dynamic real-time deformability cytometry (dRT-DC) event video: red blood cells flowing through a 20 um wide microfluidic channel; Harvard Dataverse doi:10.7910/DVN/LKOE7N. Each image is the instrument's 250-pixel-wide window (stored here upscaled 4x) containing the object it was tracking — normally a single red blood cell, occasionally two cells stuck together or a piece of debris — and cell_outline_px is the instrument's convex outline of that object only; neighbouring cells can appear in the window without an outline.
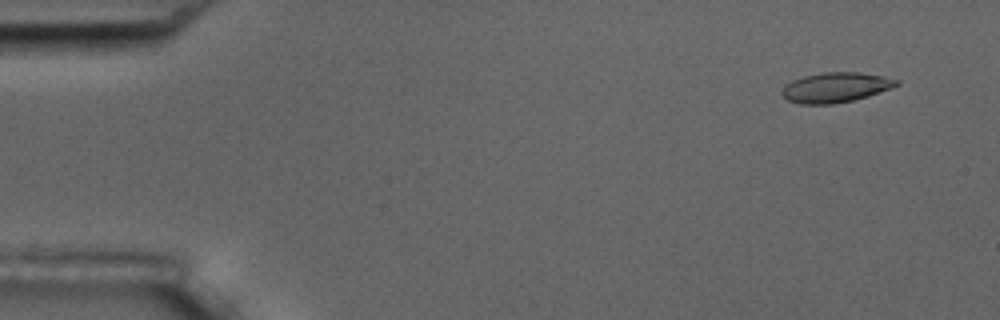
{"species": "common noctule bat (a hibernating species)", "species_latin": "Nyctalus noctula", "temperature_condition": "room temperature", "stored_images_in_passage": 9, "camera_frame_rate_fps": 3000, "um_per_image_px": 0.085, "animal": {"sex": "male", "body_mass_g": 17.5, "forearm_length_mm": 52.3}, "frame": {"image": 1, "passage_image": 2, "time_ms": 0.333, "image_size_px": [1000, 320], "cell_outline_px": [[900, 84], [892, 88], [868, 96], [852, 100], [832, 104], [800, 104], [788, 100], [780, 92], [792, 80], [804, 76], [824, 72], [860, 72], [884, 76], [900, 80]], "centroid_in_image_um": [71.07, 7.42], "position_along_channel_um": 13.9, "area_um2": 19.94}}
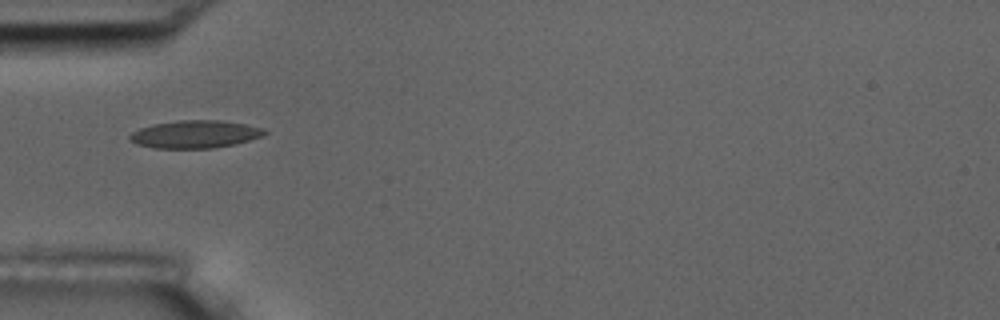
{"frame": {"image": 2, "passage_image": 6, "time_ms": 1.667, "image_size_px": [1000, 320], "cell_outline_px": [[268, 132], [260, 136], [236, 144], [212, 148], [152, 148], [136, 144], [128, 140], [128, 136], [132, 132], [140, 128], [152, 124], [180, 120], [220, 120], [244, 124], [264, 128]], "centroid_in_image_um": [16.53, 11.41], "position_along_channel_um": 68.5, "area_um2": 21.79}}
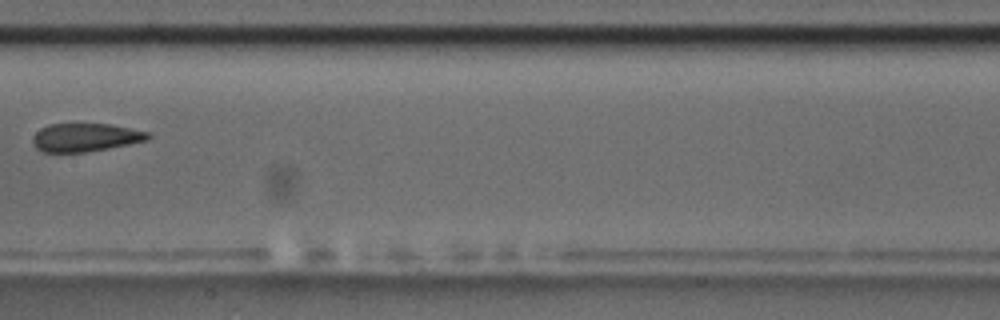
{"frame": {"image": 3, "passage_image": 9, "time_ms": 2.667, "image_size_px": [1000, 320], "cell_outline_px": [[152, 136], [148, 140], [108, 148], [84, 152], [40, 152], [32, 144], [32, 136], [40, 128], [48, 124], [112, 124], [148, 132]], "centroid_in_image_um": [7.22, 11.68], "position_along_channel_um": 200.2, "area_um2": 19.07}}